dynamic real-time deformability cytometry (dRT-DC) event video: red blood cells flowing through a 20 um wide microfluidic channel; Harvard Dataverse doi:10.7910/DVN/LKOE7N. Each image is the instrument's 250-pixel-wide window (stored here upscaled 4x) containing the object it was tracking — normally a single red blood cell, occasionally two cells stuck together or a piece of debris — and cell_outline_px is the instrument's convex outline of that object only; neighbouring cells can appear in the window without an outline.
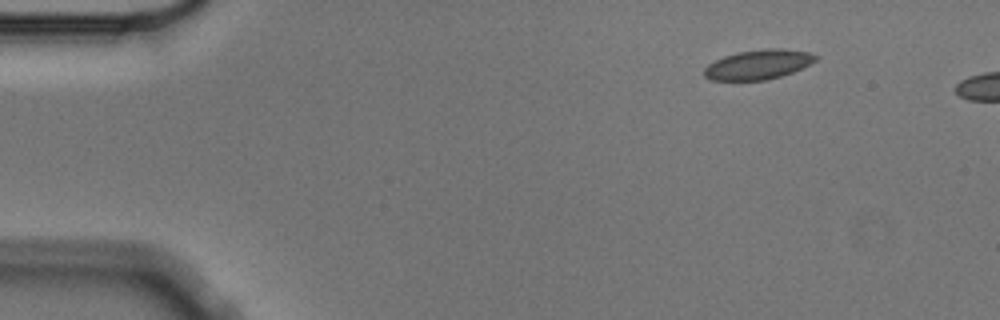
{"species": "Egyptian fruit bat (a non-hibernating species)", "species_latin": "Rousettus aegyptiacus", "temperature_condition": "cold", "stored_images_in_passage": 2, "camera_frame_rate_fps": 3000, "um_per_image_px": 0.085, "animal": {"sex": "male"}, "frame": {"image": 1, "passage_image": 1, "time_ms": 0.0, "image_size_px": [1000, 320], "cell_outline_px": [[816, 60], [792, 72], [780, 76], [764, 80], [712, 80], [704, 76], [704, 68], [708, 64], [724, 56], [736, 52], [768, 48], [784, 48], [808, 52], [816, 56]], "centroid_in_image_um": [64.41, 5.47], "position_along_channel_um": 20.6, "area_um2": 19.02}}